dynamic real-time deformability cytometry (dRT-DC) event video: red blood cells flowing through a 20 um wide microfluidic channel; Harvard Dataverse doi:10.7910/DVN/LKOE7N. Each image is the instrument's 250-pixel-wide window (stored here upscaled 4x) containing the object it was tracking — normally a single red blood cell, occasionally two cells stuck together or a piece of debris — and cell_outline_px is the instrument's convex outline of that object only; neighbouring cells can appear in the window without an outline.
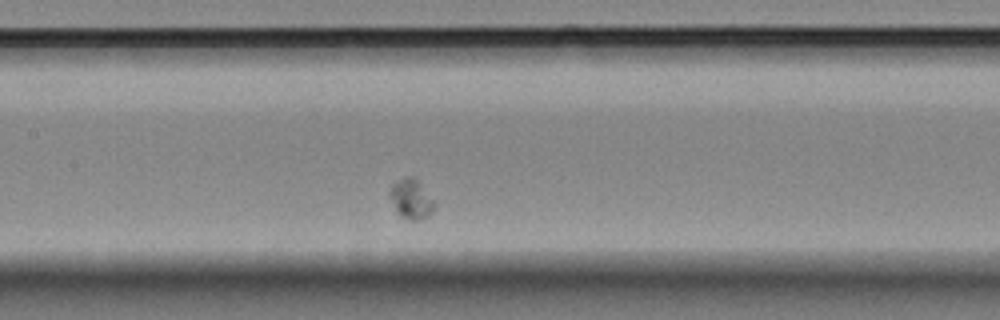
{"species": "Egyptian fruit bat (a non-hibernating species)", "species_latin": "Rousettus aegyptiacus", "temperature_condition": "room temperature", "stored_images_in_passage": 32, "camera_frame_rate_fps": 3000, "um_per_image_px": 0.085, "animal": {"sex": "female"}, "frame": {"image": 1, "passage_image": 14, "time_ms": 4.333, "image_size_px": [1000, 320], "cell_outline_px": [[436, 204], [432, 212], [428, 216], [420, 220], [412, 220], [400, 216], [396, 212], [388, 196], [388, 192], [392, 184], [396, 180], [404, 176], [412, 176], [420, 184]], "centroid_in_image_um": [34.9, 16.92], "position_along_channel_um": 172.5, "area_um2": 10.4}}